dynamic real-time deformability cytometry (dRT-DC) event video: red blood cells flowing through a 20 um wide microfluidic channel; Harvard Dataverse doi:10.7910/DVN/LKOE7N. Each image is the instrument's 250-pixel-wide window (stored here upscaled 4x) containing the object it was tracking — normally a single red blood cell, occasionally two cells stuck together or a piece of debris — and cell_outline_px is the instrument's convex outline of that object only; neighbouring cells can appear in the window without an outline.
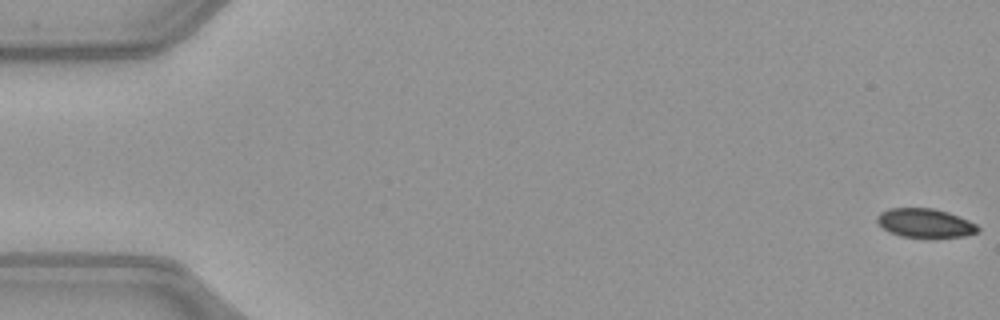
{"species": "common noctule bat (a hibernating species)", "species_latin": "Nyctalus noctula", "temperature_condition": "warm", "stored_images_in_passage": 47, "camera_frame_rate_fps": 3000, "um_per_image_px": 0.085, "animal": {"sex": "female", "body_mass_g": 21.9}, "frame": {"image": 1, "passage_image": 1, "time_ms": 0.0, "image_size_px": [1000, 320], "cell_outline_px": [[980, 232], [964, 236], [936, 240], [928, 240], [900, 236], [888, 232], [876, 220], [876, 216], [880, 212], [888, 208], [932, 208], [948, 212], [968, 220], [976, 224], [980, 228]], "centroid_in_image_um": [78.65, 19.01], "position_along_channel_um": 6.3, "area_um2": 17.8}}
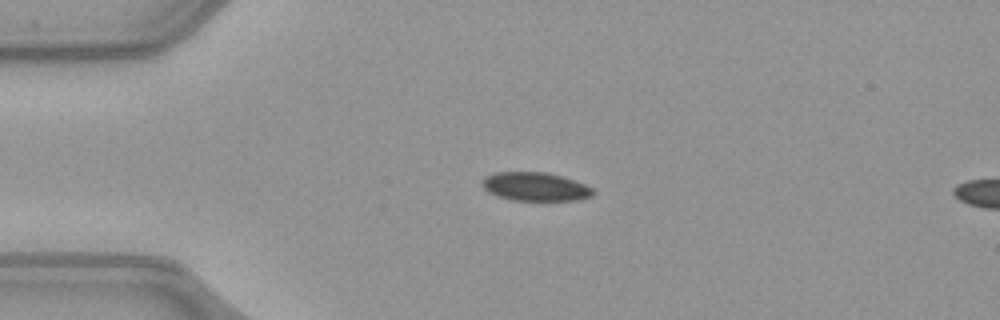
{"frame": {"image": 2, "passage_image": 13, "time_ms": 4.0, "image_size_px": [1000, 320], "cell_outline_px": [[596, 192], [592, 196], [576, 200], [512, 200], [496, 196], [488, 192], [480, 184], [484, 176], [496, 172], [544, 172], [560, 176], [584, 184], [592, 188]], "centroid_in_image_um": [45.45, 15.87], "position_along_channel_um": 39.5, "area_um2": 18.44}}